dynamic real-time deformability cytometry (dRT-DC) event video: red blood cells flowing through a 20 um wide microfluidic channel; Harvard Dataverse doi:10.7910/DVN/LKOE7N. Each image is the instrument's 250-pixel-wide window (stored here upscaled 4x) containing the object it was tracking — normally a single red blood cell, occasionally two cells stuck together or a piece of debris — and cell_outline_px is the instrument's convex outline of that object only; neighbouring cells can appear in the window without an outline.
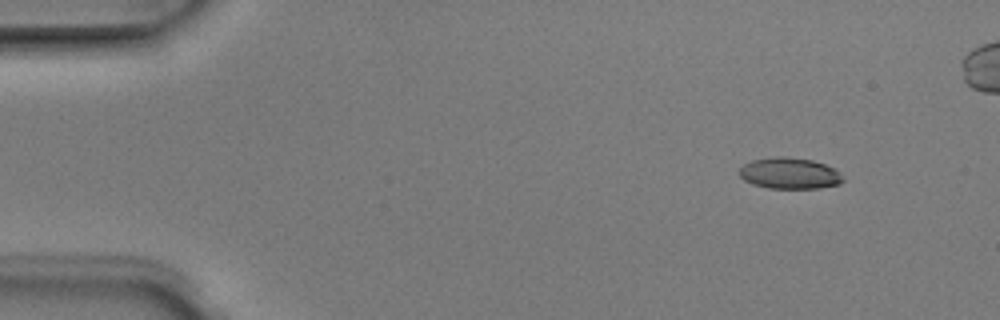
{"species": "Egyptian fruit bat (a non-hibernating species)", "species_latin": "Rousettus aegyptiacus", "temperature_condition": "room temperature", "stored_images_in_passage": 5, "segment_of_instrument_passage": [1, 2], "camera_frame_rate_fps": 3000, "um_per_image_px": 0.085, "animal": {"sex": "male"}, "frame": {"image": 1, "passage_image": 2, "time_ms": 0.333, "image_size_px": [1000, 320], "cell_outline_px": [[844, 180], [840, 184], [816, 188], [768, 188], [752, 184], [744, 180], [740, 176], [740, 168], [744, 164], [752, 160], [776, 156], [784, 156], [812, 160], [824, 164], [832, 168]], "centroid_in_image_um": [67.07, 14.73], "position_along_channel_um": 17.9, "area_um2": 18.61}}